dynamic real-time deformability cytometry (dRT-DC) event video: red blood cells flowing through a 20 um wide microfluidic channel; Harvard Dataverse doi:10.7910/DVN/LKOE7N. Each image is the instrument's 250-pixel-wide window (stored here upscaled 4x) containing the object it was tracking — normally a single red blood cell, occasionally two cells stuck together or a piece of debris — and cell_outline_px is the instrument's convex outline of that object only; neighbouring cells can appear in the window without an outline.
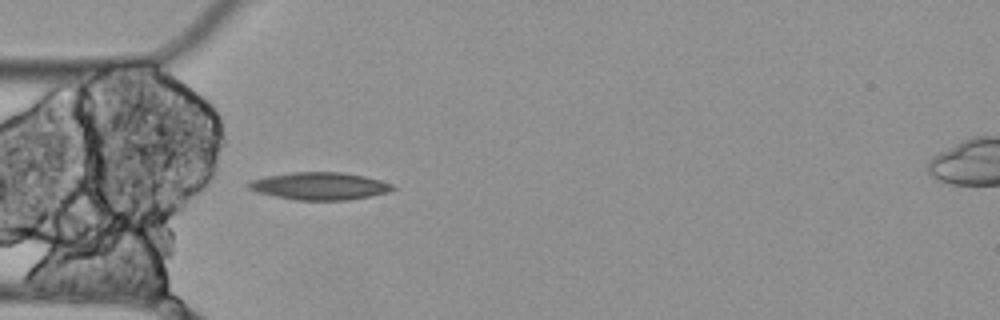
{"species": "Egyptian fruit bat (a non-hibernating species)", "species_latin": "Rousettus aegyptiacus", "temperature_condition": "cold", "stored_images_in_passage": 2, "camera_frame_rate_fps": 3000, "um_per_image_px": 0.085, "animal": {"sex": "female"}, "frame": {"image": 1, "passage_image": 2, "time_ms": 0.333, "image_size_px": [1000, 320], "cell_outline_px": [[396, 188], [388, 192], [348, 200], [296, 200], [256, 192], [248, 188], [248, 180], [268, 176], [292, 172], [340, 172], [364, 176], [380, 180], [392, 184]], "centroid_in_image_um": [27.15, 15.81], "position_along_channel_um": 57.9, "area_um2": 22.95}}